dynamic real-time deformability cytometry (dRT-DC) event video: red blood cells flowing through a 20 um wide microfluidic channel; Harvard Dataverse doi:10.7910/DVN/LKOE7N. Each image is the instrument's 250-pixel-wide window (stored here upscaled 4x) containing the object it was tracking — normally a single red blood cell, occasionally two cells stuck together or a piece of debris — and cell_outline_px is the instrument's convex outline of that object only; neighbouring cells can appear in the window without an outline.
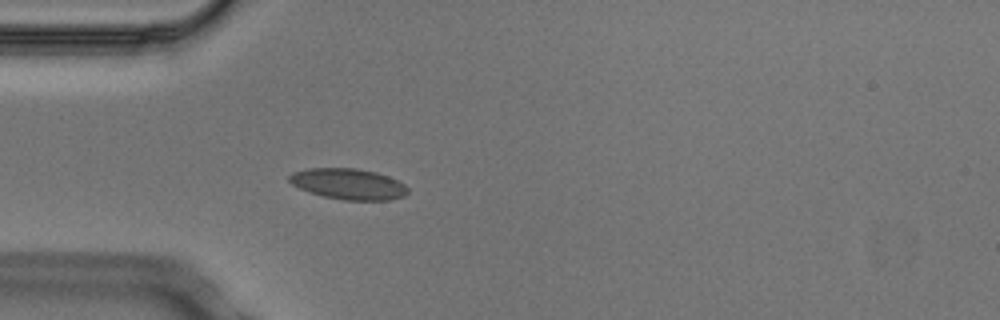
{"species": "Egyptian fruit bat (a non-hibernating species)", "species_latin": "Rousettus aegyptiacus", "temperature_condition": "cold", "stored_images_in_passage": 2, "camera_frame_rate_fps": 3000, "um_per_image_px": 0.085, "animal": {"sex": "male"}, "frame": {"image": 1, "passage_image": 2, "time_ms": 0.333, "image_size_px": [1000, 320], "cell_outline_px": [[408, 192], [404, 196], [392, 200], [344, 200], [324, 196], [300, 188], [292, 184], [288, 180], [288, 176], [292, 172], [308, 168], [356, 168], [376, 172], [388, 176], [404, 184], [408, 188]], "centroid_in_image_um": [29.62, 15.63], "position_along_channel_um": 55.4, "area_um2": 21.27}}